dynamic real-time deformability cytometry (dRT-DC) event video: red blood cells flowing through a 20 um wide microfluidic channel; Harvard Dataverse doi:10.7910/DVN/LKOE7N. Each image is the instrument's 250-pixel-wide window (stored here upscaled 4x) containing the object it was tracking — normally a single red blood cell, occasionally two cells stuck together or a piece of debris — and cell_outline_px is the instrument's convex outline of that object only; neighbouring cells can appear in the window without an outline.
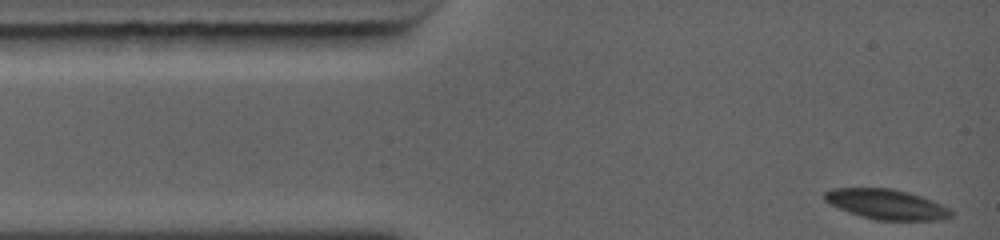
{"species": "common noctule bat (a hibernating species)", "species_latin": "Nyctalus noctula", "temperature_condition": "warm", "stored_images_in_passage": 27, "camera_frame_rate_fps": 5000, "um_per_image_px": 0.085, "animal": {"sex": "female", "body_mass_g": 19.0, "forearm_length_mm": 56.7}, "frame": {"image": 1, "passage_image": 1, "time_ms": 0.0, "image_size_px": [1000, 240], "cell_outline_px": [[952, 216], [936, 220], [876, 220], [860, 216], [848, 212], [824, 200], [824, 192], [832, 188], [892, 188], [908, 192], [932, 200], [948, 208], [952, 212]], "centroid_in_image_um": [75.32, 17.36], "position_along_channel_um": 9.7, "area_um2": 21.96}}
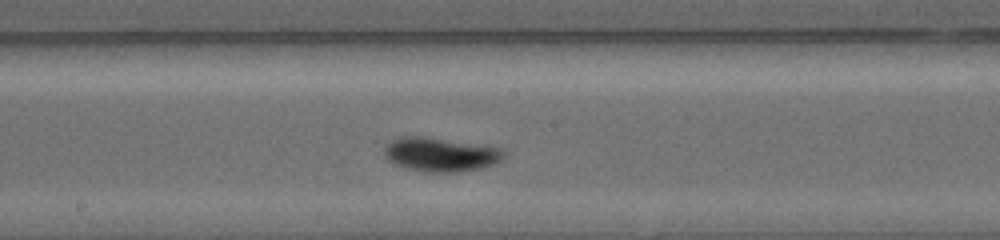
{"frame": {"image": 2, "passage_image": 16, "time_ms": 6.0, "image_size_px": [1000, 240], "cell_outline_px": [[504, 156], [496, 164], [484, 168], [460, 172], [424, 172], [404, 168], [392, 164], [384, 156], [384, 148], [388, 144], [396, 140], [436, 140], [500, 148]], "centroid_in_image_um": [37.47, 13.24], "position_along_channel_um": 210.7, "area_um2": 22.2}}
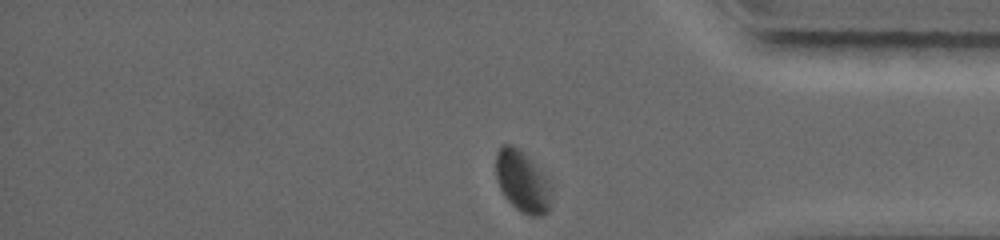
{"frame": {"image": 3, "passage_image": 27, "time_ms": 10.4, "image_size_px": [1000, 240], "cell_outline_px": [[552, 188], [548, 212], [540, 216], [532, 216], [516, 208], [504, 196], [496, 180], [496, 152], [504, 144], [512, 144], [520, 148], [552, 180]], "centroid_in_image_um": [44.44, 15.39], "position_along_channel_um": 390.8, "area_um2": 20.29}, "authors_computed_cell_mechanics": {"area_um2": 22.542, "velocity_mm_per_s": 4.3786, "shape_relaxation_time_tau1_ms": 1.9043, "shape_relaxation_time_tau2_ms": 2.1468, "deformation_change_tau1": 0.106, "deformation_change_tau2": 0.0243}}